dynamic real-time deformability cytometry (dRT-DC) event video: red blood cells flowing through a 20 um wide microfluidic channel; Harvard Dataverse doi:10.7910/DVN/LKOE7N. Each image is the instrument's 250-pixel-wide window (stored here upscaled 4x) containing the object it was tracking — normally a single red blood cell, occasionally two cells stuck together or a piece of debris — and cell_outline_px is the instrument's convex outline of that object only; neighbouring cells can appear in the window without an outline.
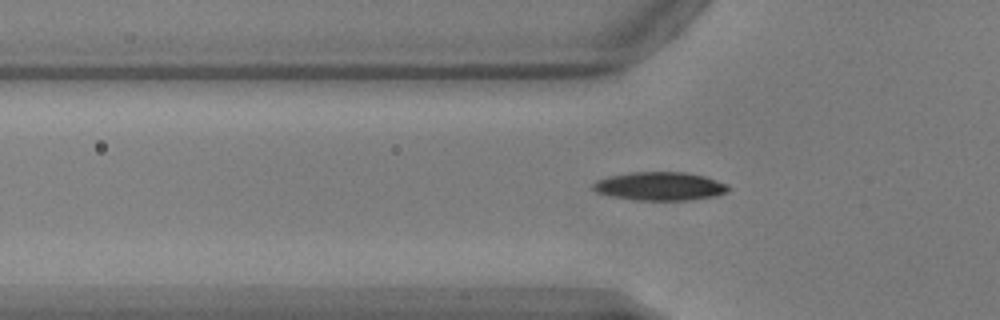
{"species": "common noctule bat (a hibernating species)", "species_latin": "Nyctalus noctula", "temperature_condition": "warm", "stored_images_in_passage": 28, "camera_frame_rate_fps": 3000, "um_per_image_px": 0.085, "animal": {"sex": "male", "body_mass_g": 17.9, "forearm_length_mm": 54.2}, "frame": {"image": 1, "passage_image": 17, "time_ms": 5.333, "image_size_px": [1000, 320], "cell_outline_px": [[728, 192], [716, 196], [692, 200], [636, 200], [612, 196], [596, 192], [592, 188], [592, 184], [596, 180], [608, 176], [632, 172], [684, 172], [704, 176], [728, 184]], "centroid_in_image_um": [56.09, 15.83], "position_along_channel_um": 69.7, "area_um2": 22.48}}
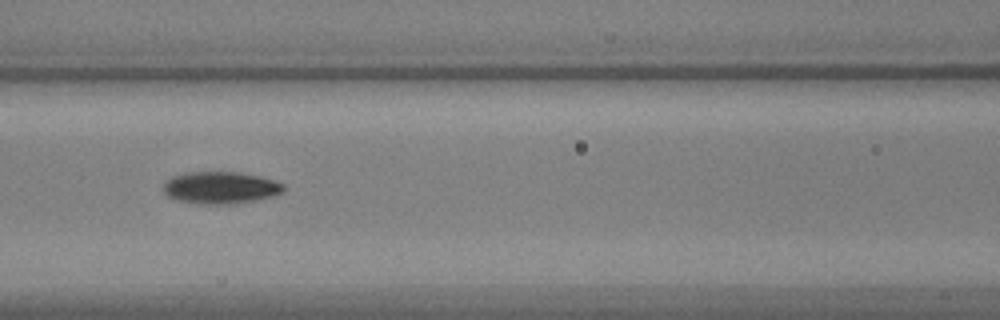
{"frame": {"image": 2, "passage_image": 23, "time_ms": 7.333, "image_size_px": [1000, 320], "cell_outline_px": [[284, 192], [272, 196], [256, 200], [236, 204], [200, 204], [176, 200], [168, 196], [164, 192], [164, 184], [172, 176], [188, 172], [236, 172], [260, 176], [284, 184]], "centroid_in_image_um": [18.75, 15.96], "position_along_channel_um": 147.8, "area_um2": 22.48}}
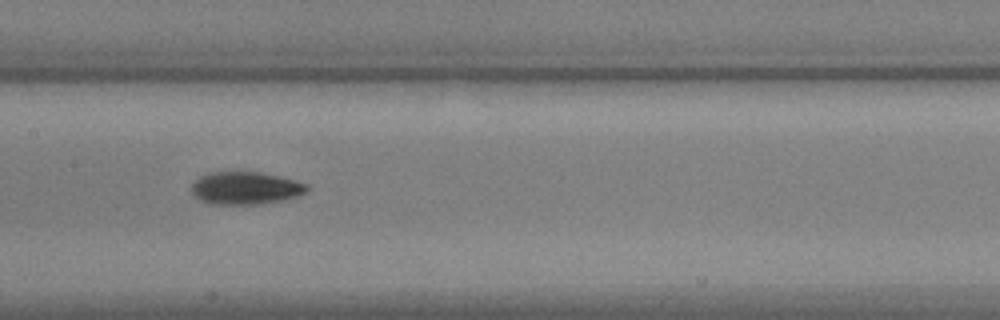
{"frame": {"image": 3, "passage_image": 26, "time_ms": 8.333, "image_size_px": [1000, 320], "cell_outline_px": [[308, 188], [304, 192], [296, 196], [284, 200], [260, 204], [212, 204], [200, 200], [192, 192], [192, 184], [200, 176], [208, 172], [260, 172], [280, 176], [308, 184]], "centroid_in_image_um": [20.86, 15.98], "position_along_channel_um": 186.5, "area_um2": 21.85}}